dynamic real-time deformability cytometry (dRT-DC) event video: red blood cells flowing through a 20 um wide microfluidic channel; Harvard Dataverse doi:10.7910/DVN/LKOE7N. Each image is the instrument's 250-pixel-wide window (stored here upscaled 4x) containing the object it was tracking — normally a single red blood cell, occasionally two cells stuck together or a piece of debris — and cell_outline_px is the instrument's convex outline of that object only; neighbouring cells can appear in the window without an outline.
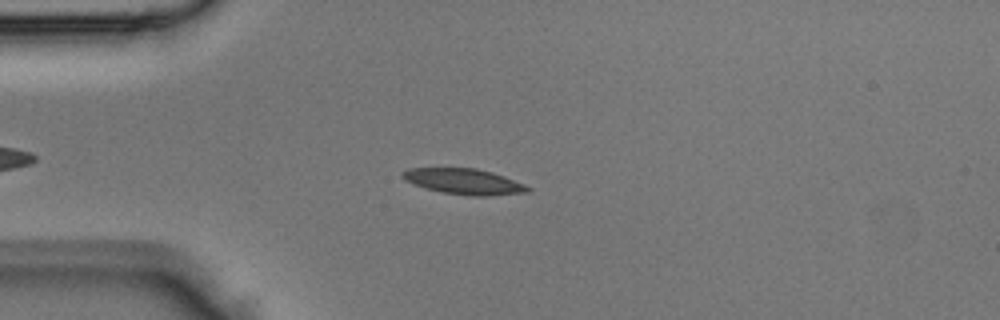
{"species": "Egyptian fruit bat (a non-hibernating species)", "species_latin": "Rousettus aegyptiacus", "temperature_condition": "room temperature", "stored_images_in_passage": 4, "segment_of_instrument_passage": [1, 2], "camera_frame_rate_fps": 3000, "um_per_image_px": 0.085, "animal": {"sex": "male"}, "frame": {"image": 1, "passage_image": 3, "time_ms": 0.667, "image_size_px": [1000, 320], "cell_outline_px": [[532, 188], [528, 192], [488, 196], [472, 196], [444, 192], [428, 188], [404, 180], [400, 176], [400, 172], [408, 168], [476, 168], [492, 172], [504, 176], [524, 184]], "centroid_in_image_um": [39.44, 15.42], "position_along_channel_um": 45.6, "area_um2": 18.61}}